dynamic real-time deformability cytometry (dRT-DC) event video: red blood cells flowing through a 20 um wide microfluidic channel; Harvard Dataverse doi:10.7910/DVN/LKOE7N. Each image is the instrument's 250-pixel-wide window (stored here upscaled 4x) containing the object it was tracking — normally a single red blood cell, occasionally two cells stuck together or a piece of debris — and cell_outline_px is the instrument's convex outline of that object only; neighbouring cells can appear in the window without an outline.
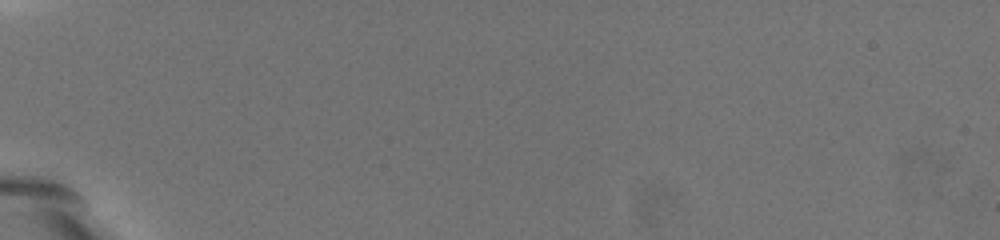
{"species": "common noctule bat (a hibernating species)", "species_latin": "Nyctalus noctula", "temperature_condition": "warm", "stored_images_in_passage": 5, "camera_frame_rate_fps": 3000, "um_per_image_px": 0.085, "animal": {"sex": "female", "body_mass_g": 19.5, "forearm_length_mm": 54.1}, "frame": {"image": 1, "passage_image": 2, "time_ms": 0.333, "image_size_px": [1000, 240], "cell_outline_px": [[176, 100], [164, 108], [156, 112], [132, 84], [120, 68], [100, 40], [100, 36], [116, 32], [156, 72]], "centroid_in_image_um": [11.76, 6.13], "position_along_channel_um": 73.2, "area_um2": 15.37}}